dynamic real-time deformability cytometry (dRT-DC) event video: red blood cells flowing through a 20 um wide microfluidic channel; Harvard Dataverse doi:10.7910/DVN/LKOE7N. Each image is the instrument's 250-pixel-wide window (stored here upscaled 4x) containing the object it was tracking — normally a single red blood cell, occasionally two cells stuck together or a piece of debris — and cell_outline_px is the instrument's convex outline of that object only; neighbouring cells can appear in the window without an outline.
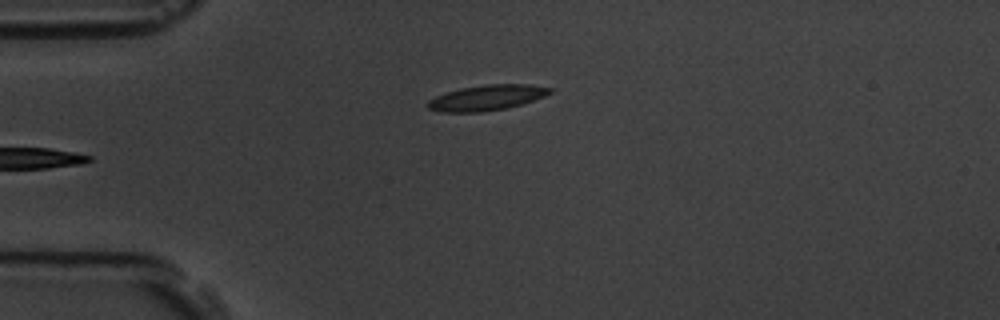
{"species": "common noctule bat (a hibernating species)", "species_latin": "Nyctalus noctula", "temperature_condition": "room temperature", "stored_images_in_passage": 5, "camera_frame_rate_fps": 3000, "um_per_image_px": 0.085, "animal": {"sex": "male", "body_mass_g": 19.5, "forearm_length_mm": 54.6}, "frame": {"image": 1, "passage_image": 5, "time_ms": 4.667, "image_size_px": [1000, 320], "cell_outline_px": [[552, 92], [544, 96], [508, 108], [480, 112], [440, 112], [428, 108], [424, 104], [428, 100], [436, 96], [460, 88], [484, 84], [528, 84], [552, 88]], "centroid_in_image_um": [41.33, 8.3], "position_along_channel_um": 43.7, "area_um2": 18.09}}